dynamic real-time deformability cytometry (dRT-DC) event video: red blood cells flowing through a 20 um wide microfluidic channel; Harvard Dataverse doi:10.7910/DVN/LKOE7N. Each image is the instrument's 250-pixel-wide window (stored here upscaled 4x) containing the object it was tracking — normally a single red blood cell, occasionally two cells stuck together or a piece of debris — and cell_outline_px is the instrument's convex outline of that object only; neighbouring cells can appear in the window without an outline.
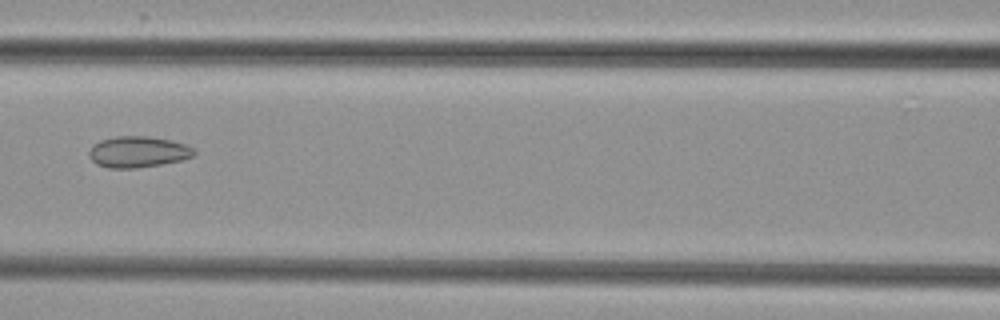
{"species": "common noctule bat (a hibernating species)", "species_latin": "Nyctalus noctula", "temperature_condition": "cold", "stored_images_in_passage": 6, "camera_frame_rate_fps": 3000, "um_per_image_px": 0.085, "animal": {"sex": "female", "body_mass_g": 29.2, "forearm_length_mm": 56.3}, "frame": {"image": 1, "passage_image": 5, "time_ms": 4.667, "image_size_px": [1000, 320], "cell_outline_px": [[196, 152], [192, 156], [184, 160], [136, 168], [108, 168], [96, 164], [88, 156], [88, 152], [92, 144], [100, 140], [116, 136], [148, 136], [172, 140], [188, 144], [196, 148]], "centroid_in_image_um": [11.75, 12.9], "position_along_channel_um": 154.9, "area_um2": 19.42}}
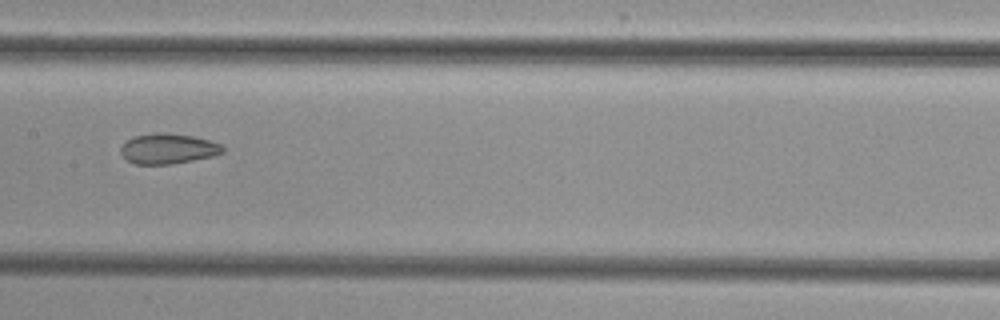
{"frame": {"image": 2, "passage_image": 6, "time_ms": 5.667, "image_size_px": [1000, 320], "cell_outline_px": [[224, 152], [212, 156], [172, 164], [132, 164], [120, 152], [120, 148], [132, 136], [156, 132], [196, 136], [220, 144], [224, 148]], "centroid_in_image_um": [14.27, 12.63], "position_along_channel_um": 193.1, "area_um2": 17.92}}